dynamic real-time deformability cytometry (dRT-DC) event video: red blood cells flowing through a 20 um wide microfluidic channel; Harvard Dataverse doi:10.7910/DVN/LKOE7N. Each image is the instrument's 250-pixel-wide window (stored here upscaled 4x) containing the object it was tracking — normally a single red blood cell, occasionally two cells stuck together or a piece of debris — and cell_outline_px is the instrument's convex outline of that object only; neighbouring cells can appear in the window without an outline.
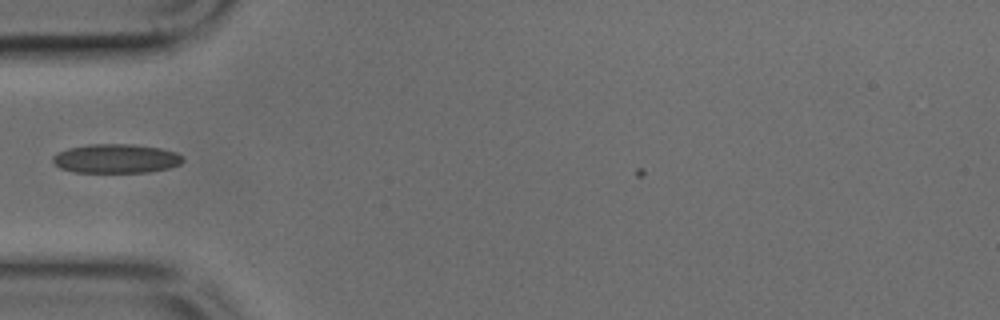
{"species": "common noctule bat (a hibernating species)", "species_latin": "Nyctalus noctula", "temperature_condition": "cold", "stored_images_in_passage": 8, "camera_frame_rate_fps": 3000, "um_per_image_px": 0.085, "animal": {"sex": "male", "body_mass_g": 17.9, "forearm_length_mm": 54.2}, "frame": {"image": 1, "passage_image": 4, "time_ms": 1.0, "image_size_px": [1000, 320], "cell_outline_px": [[184, 160], [180, 164], [168, 168], [148, 172], [72, 172], [60, 168], [52, 160], [52, 156], [68, 148], [88, 144], [132, 144], [160, 148], [176, 152]], "centroid_in_image_um": [9.85, 13.48], "position_along_channel_um": 75.2, "area_um2": 21.96}}